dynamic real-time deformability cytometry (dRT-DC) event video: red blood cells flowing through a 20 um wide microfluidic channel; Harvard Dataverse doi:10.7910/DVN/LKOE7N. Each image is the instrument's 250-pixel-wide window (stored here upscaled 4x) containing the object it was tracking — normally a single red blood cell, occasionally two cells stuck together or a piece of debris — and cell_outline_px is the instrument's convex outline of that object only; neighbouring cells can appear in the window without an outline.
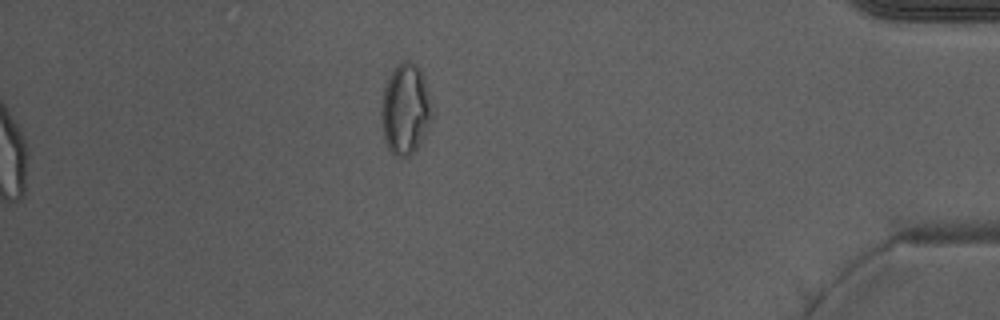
{"species": "Egyptian fruit bat (a non-hibernating species)", "species_latin": "Rousettus aegyptiacus", "temperature_condition": "warm", "stored_images_in_passage": 31, "camera_frame_rate_fps": 3000, "um_per_image_px": 0.085, "animal": {"sex": "male"}, "frame": {"image": 1, "passage_image": 31, "time_ms": 10.0, "image_size_px": [1000, 320], "cell_outline_px": [[432, 120], [416, 148], [408, 156], [396, 156], [388, 148], [384, 136], [380, 116], [380, 104], [384, 88], [396, 64], [400, 60], [408, 60], [416, 64], [420, 72], [428, 92], [432, 112]], "centroid_in_image_um": [34.43, 9.26], "position_along_channel_um": 400.8, "area_um2": 26.47}}